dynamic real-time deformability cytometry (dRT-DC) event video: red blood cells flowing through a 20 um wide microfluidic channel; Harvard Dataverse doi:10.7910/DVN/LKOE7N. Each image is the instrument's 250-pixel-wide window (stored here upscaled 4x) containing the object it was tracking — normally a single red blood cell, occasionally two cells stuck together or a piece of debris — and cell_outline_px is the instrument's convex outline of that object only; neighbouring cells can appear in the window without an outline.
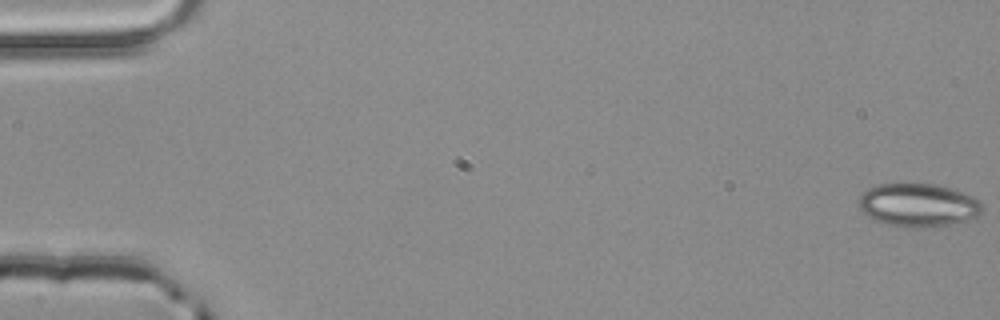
{"species": "common noctule bat (a hibernating species)", "species_latin": "Nyctalus noctula", "temperature_condition": "room temperature", "stored_images_in_passage": 55, "segment_of_instrument_passage": [1, 2], "camera_frame_rate_fps": 3000, "um_per_image_px": 0.085, "animal": {"sex": "male", "body_mass_g": 20.4}, "frame": {"image": 1, "passage_image": 1, "time_ms": 0.0, "image_size_px": [1000, 320], "cell_outline_px": [[984, 212], [976, 216], [952, 224], [928, 228], [912, 228], [888, 224], [872, 220], [860, 208], [860, 196], [868, 188], [876, 184], [936, 184], [952, 188], [972, 196], [980, 200], [984, 204]], "centroid_in_image_um": [78.09, 17.44], "position_along_channel_um": 6.9, "area_um2": 31.33}}
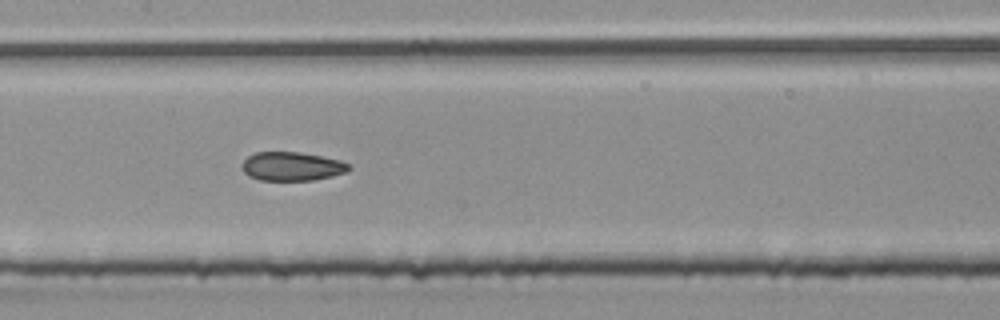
{"frame": {"image": 2, "passage_image": 27, "time_ms": 8.667, "image_size_px": [1000, 320], "cell_outline_px": [[352, 168], [348, 172], [332, 176], [312, 180], [260, 180], [248, 176], [244, 172], [244, 160], [248, 156], [256, 152], [300, 152], [340, 160], [348, 164]], "centroid_in_image_um": [24.84, 14.14], "position_along_channel_um": 182.6, "area_um2": 17.8}}
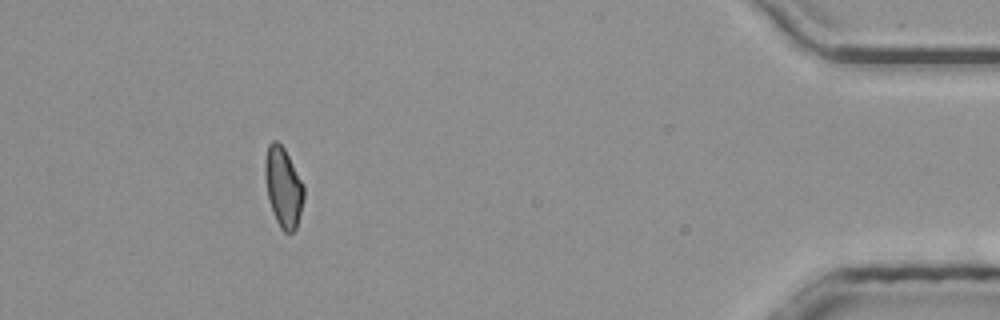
{"frame": {"image": 3, "passage_image": 49, "time_ms": 16.0, "image_size_px": [1000, 320], "cell_outline_px": [[304, 200], [296, 228], [292, 232], [284, 232], [280, 228], [276, 220], [268, 200], [264, 176], [264, 160], [268, 144], [272, 140], [276, 140], [284, 148], [304, 184]], "centroid_in_image_um": [24.07, 15.89], "position_along_channel_um": 411.1, "area_um2": 18.26}}